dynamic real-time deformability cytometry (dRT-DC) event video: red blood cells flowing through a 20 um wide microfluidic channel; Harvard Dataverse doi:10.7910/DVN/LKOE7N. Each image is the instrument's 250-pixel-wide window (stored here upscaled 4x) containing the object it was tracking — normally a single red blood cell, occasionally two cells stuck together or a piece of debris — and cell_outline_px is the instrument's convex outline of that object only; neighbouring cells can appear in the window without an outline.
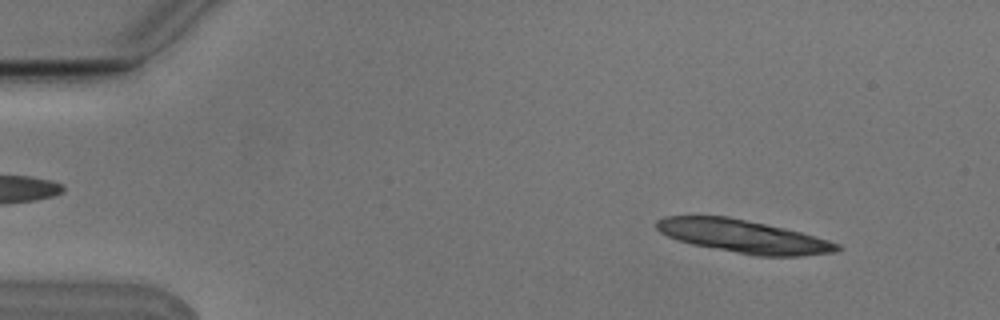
{"species": "Egyptian fruit bat (a non-hibernating species)", "species_latin": "Rousettus aegyptiacus", "temperature_condition": "cold", "stored_images_in_passage": 5, "camera_frame_rate_fps": 3000, "um_per_image_px": 0.085, "animal": {"sex": "male"}, "frame": {"image": 1, "passage_image": 1, "time_ms": 0.0, "image_size_px": [1000, 320], "cell_outline_px": [[844, 248], [836, 252], [800, 256], [756, 256], [692, 244], [668, 236], [660, 232], [656, 228], [656, 220], [664, 216], [728, 216], [784, 228], [800, 232], [828, 240], [840, 244]], "centroid_in_image_um": [63.21, 20.09], "position_along_channel_um": 21.8, "area_um2": 34.56}}